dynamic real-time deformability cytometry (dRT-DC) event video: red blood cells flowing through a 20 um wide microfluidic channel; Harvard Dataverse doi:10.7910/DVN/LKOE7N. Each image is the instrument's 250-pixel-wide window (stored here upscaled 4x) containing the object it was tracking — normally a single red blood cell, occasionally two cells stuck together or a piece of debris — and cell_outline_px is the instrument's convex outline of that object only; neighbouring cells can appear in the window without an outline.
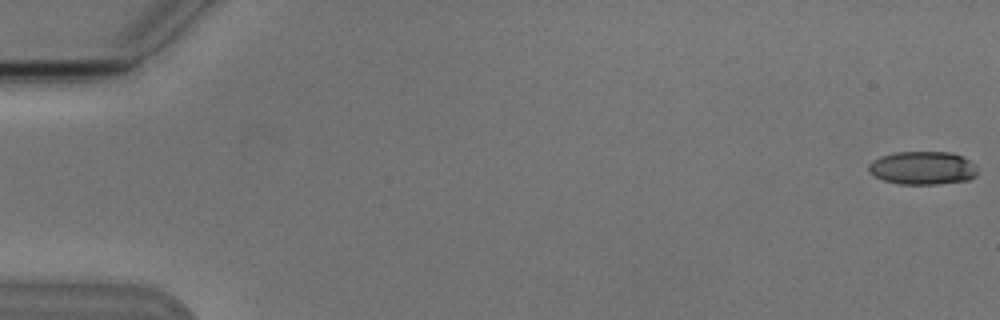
{"species": "Egyptian fruit bat (a non-hibernating species)", "species_latin": "Rousettus aegyptiacus", "temperature_condition": "cold", "stored_images_in_passage": 6, "camera_frame_rate_fps": 3000, "um_per_image_px": 0.085, "animal": {"sex": "male"}, "frame": {"image": 1, "passage_image": 1, "time_ms": 0.0, "image_size_px": [1000, 320], "cell_outline_px": [[976, 176], [968, 180], [936, 184], [900, 184], [884, 180], [872, 176], [868, 172], [868, 164], [872, 160], [880, 156], [892, 152], [952, 152], [964, 156], [976, 164]], "centroid_in_image_um": [78.41, 14.27], "position_along_channel_um": 6.6, "area_um2": 21.44}}
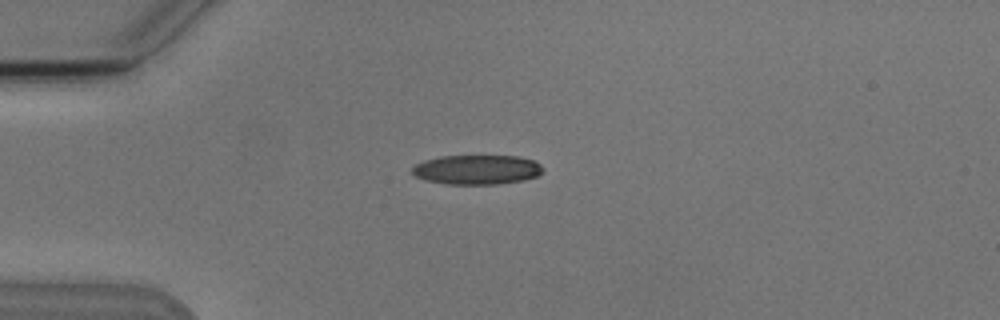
{"frame": {"image": 2, "passage_image": 5, "time_ms": 4.667, "image_size_px": [1000, 320], "cell_outline_px": [[544, 172], [540, 176], [524, 180], [496, 184], [444, 184], [424, 180], [416, 176], [412, 172], [412, 168], [416, 164], [424, 160], [440, 156], [520, 156], [532, 160], [540, 164], [544, 168]], "centroid_in_image_um": [40.57, 14.42], "position_along_channel_um": 44.4, "area_um2": 22.72}}